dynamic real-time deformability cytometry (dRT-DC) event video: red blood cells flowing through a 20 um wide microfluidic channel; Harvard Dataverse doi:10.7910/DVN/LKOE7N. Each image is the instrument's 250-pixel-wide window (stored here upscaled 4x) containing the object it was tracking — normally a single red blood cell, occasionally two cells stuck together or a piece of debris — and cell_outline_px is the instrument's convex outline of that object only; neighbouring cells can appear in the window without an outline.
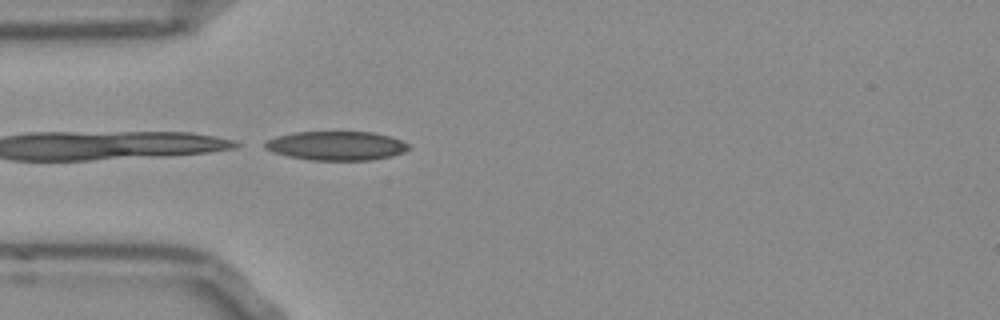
{"species": "Egyptian fruit bat (a non-hibernating species)", "species_latin": "Rousettus aegyptiacus", "temperature_condition": "room temperature", "stored_images_in_passage": 12, "camera_frame_rate_fps": 3000, "um_per_image_px": 0.085, "frame": {"image": 1, "passage_image": 1, "time_ms": 0.0, "image_size_px": [1000, 320], "cell_outline_px": [[412, 148], [404, 152], [392, 156], [372, 160], [308, 160], [288, 156], [272, 152], [264, 148], [264, 144], [268, 140], [276, 136], [292, 132], [372, 132], [388, 136], [400, 140], [408, 144]], "centroid_in_image_um": [28.58, 12.39], "position_along_channel_um": 56.4, "area_um2": 24.39}}
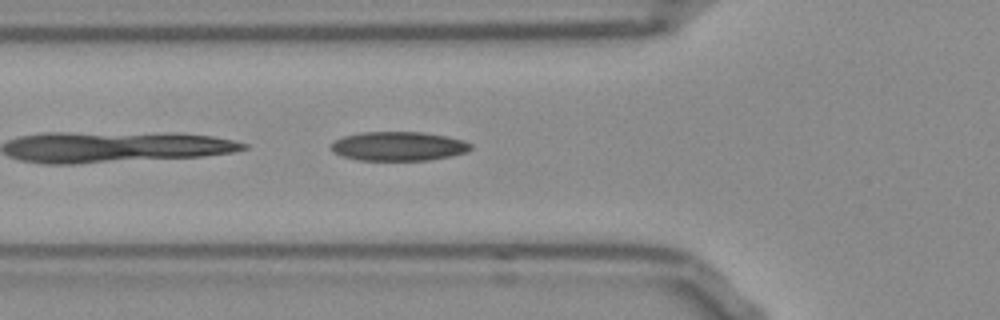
{"frame": {"image": 2, "passage_image": 4, "time_ms": 1.0, "image_size_px": [1000, 320], "cell_outline_px": [[472, 148], [464, 152], [452, 156], [428, 160], [356, 160], [332, 152], [328, 148], [336, 140], [344, 136], [360, 132], [424, 132], [448, 136], [464, 140], [472, 144]], "centroid_in_image_um": [33.87, 12.42], "position_along_channel_um": 91.9, "area_um2": 23.81}}